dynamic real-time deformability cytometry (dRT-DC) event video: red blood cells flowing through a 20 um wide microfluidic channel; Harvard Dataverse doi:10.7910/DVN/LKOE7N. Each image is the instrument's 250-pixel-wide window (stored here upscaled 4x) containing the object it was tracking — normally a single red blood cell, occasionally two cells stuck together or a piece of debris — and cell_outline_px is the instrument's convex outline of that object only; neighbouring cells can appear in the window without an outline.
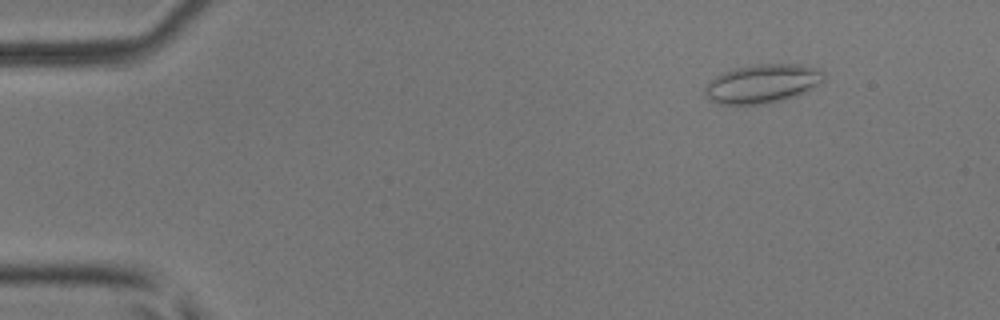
{"species": "common noctule bat (a hibernating species)", "species_latin": "Nyctalus noctula", "temperature_condition": "room temperature", "stored_images_in_passage": 4, "camera_frame_rate_fps": 3000, "um_per_image_px": 0.085, "animal": {"sex": "male", "body_mass_g": 17.9, "forearm_length_mm": 54.2}, "frame": {"image": 1, "passage_image": 2, "time_ms": 0.333, "image_size_px": [1000, 320], "cell_outline_px": [[824, 80], [820, 84], [796, 96], [764, 104], [720, 104], [712, 100], [704, 92], [704, 88], [708, 80], [732, 68], [756, 64], [800, 64], [820, 68], [824, 72]], "centroid_in_image_um": [64.82, 7.09], "position_along_channel_um": 20.2, "area_um2": 26.99}}